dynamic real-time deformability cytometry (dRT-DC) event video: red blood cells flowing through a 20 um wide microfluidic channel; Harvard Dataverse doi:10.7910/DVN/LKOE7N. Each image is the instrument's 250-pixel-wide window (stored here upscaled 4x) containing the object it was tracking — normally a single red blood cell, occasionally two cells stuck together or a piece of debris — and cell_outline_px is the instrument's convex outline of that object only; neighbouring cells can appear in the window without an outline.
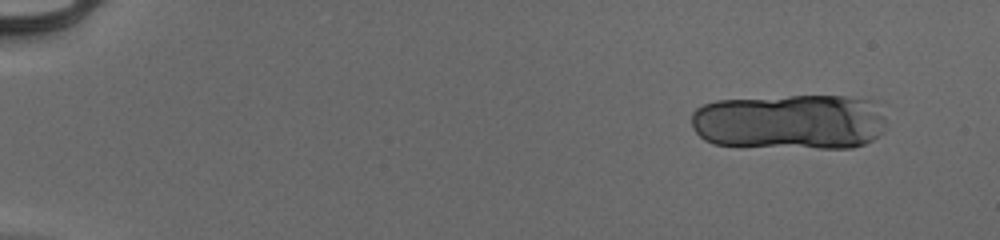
{"species": "human", "species_latin": "Homo sapiens", "temperature_condition": "cold", "stored_images_in_passage": 19, "camera_frame_rate_fps": 3000, "um_per_image_px": 0.085, "donor": {"sex": "male"}, "frame": {"image": 1, "passage_image": 3, "time_ms": 0.667, "image_size_px": [1000, 240], "cell_outline_px": [[884, 132], [872, 140], [864, 144], [852, 148], [820, 148], [712, 144], [704, 140], [692, 128], [692, 112], [696, 108], [704, 104], [716, 100], [788, 96], [844, 96], [872, 100], [884, 116]], "centroid_in_image_um": [67.14, 10.35], "position_along_channel_um": 17.9, "area_um2": 63.46}}